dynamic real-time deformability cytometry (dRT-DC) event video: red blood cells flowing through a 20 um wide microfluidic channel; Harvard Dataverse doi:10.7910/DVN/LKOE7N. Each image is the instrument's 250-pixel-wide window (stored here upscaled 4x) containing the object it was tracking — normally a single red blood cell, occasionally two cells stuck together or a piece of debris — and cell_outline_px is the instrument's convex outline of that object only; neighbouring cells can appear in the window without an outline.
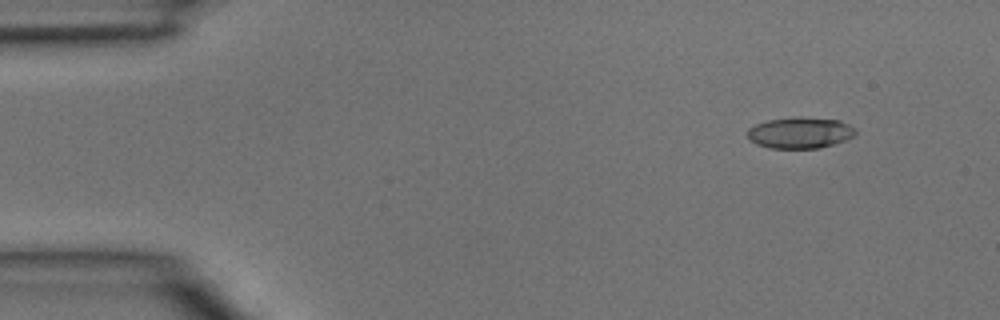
{"species": "common noctule bat (a hibernating species)", "species_latin": "Nyctalus noctula", "temperature_condition": "room temperature", "stored_images_in_passage": 4, "segment_of_instrument_passage": [1, 2], "camera_frame_rate_fps": 3000, "um_per_image_px": 0.085, "animal": {"sex": "male", "body_mass_g": 15.6}, "frame": {"image": 1, "passage_image": 1, "time_ms": 0.0, "image_size_px": [1000, 320], "cell_outline_px": [[856, 132], [852, 136], [844, 140], [820, 148], [768, 148], [756, 144], [748, 140], [748, 128], [756, 124], [768, 120], [796, 116], [800, 116], [840, 120], [856, 128]], "centroid_in_image_um": [67.98, 11.27], "position_along_channel_um": 17.0, "area_um2": 19.77}}